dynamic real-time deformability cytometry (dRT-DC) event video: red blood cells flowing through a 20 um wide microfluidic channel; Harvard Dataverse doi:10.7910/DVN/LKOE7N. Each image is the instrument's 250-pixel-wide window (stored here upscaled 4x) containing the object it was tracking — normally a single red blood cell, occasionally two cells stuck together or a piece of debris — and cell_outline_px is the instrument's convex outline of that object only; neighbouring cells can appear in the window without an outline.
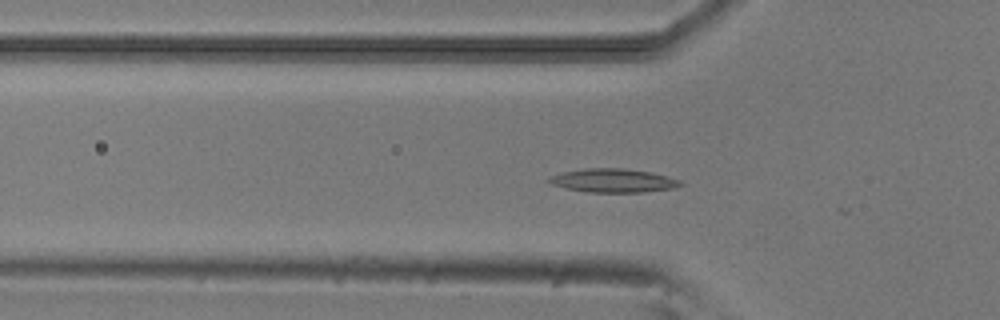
{"species": "common noctule bat (a hibernating species)", "species_latin": "Nyctalus noctula", "temperature_condition": "room temperature", "stored_images_in_passage": 16, "camera_frame_rate_fps": 3000, "um_per_image_px": 0.085, "animal": {"sex": "male", "body_mass_g": 20.5, "forearm_length_mm": 52.5}, "frame": {"image": 1, "passage_image": 13, "time_ms": 4.0, "image_size_px": [1000, 320], "cell_outline_px": [[684, 184], [672, 188], [644, 192], [588, 192], [568, 188], [552, 184], [548, 180], [552, 176], [564, 172], [584, 168], [624, 168], [652, 172], [668, 176], [680, 180]], "centroid_in_image_um": [52.18, 15.34], "position_along_channel_um": 73.6, "area_um2": 17.92}}